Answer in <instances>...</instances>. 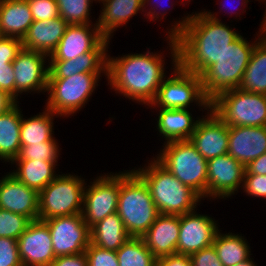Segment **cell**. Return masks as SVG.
I'll use <instances>...</instances> for the list:
<instances>
[{
    "label": "cell",
    "instance_id": "6da1fadb",
    "mask_svg": "<svg viewBox=\"0 0 266 266\" xmlns=\"http://www.w3.org/2000/svg\"><path fill=\"white\" fill-rule=\"evenodd\" d=\"M184 14L167 26L165 36L177 41L178 64L201 76L242 33L223 23L214 11L202 9Z\"/></svg>",
    "mask_w": 266,
    "mask_h": 266
},
{
    "label": "cell",
    "instance_id": "7a4b0ae2",
    "mask_svg": "<svg viewBox=\"0 0 266 266\" xmlns=\"http://www.w3.org/2000/svg\"><path fill=\"white\" fill-rule=\"evenodd\" d=\"M147 51L128 53L120 57L107 53V80L110 88L129 101L149 106L157 95L163 79L167 76L166 55ZM165 57V58H164Z\"/></svg>",
    "mask_w": 266,
    "mask_h": 266
},
{
    "label": "cell",
    "instance_id": "3957f363",
    "mask_svg": "<svg viewBox=\"0 0 266 266\" xmlns=\"http://www.w3.org/2000/svg\"><path fill=\"white\" fill-rule=\"evenodd\" d=\"M165 39L164 41L168 43L167 51L170 50L167 57L171 59L172 67L169 70L171 74L163 79L155 99L146 108L193 109L192 106L196 105L202 114L203 112L206 114L211 109V101L204 94L201 77L186 71L178 64L176 39L166 36Z\"/></svg>",
    "mask_w": 266,
    "mask_h": 266
},
{
    "label": "cell",
    "instance_id": "277c9868",
    "mask_svg": "<svg viewBox=\"0 0 266 266\" xmlns=\"http://www.w3.org/2000/svg\"><path fill=\"white\" fill-rule=\"evenodd\" d=\"M146 162L132 169L148 186L159 214L183 215L198 208L203 199L194 190L180 182L154 156Z\"/></svg>",
    "mask_w": 266,
    "mask_h": 266
},
{
    "label": "cell",
    "instance_id": "5b68a950",
    "mask_svg": "<svg viewBox=\"0 0 266 266\" xmlns=\"http://www.w3.org/2000/svg\"><path fill=\"white\" fill-rule=\"evenodd\" d=\"M258 30L254 41L240 35L228 45L217 62L200 76L204 94L210 101L224 91L240 87L253 48L262 38L260 29Z\"/></svg>",
    "mask_w": 266,
    "mask_h": 266
},
{
    "label": "cell",
    "instance_id": "8992f818",
    "mask_svg": "<svg viewBox=\"0 0 266 266\" xmlns=\"http://www.w3.org/2000/svg\"><path fill=\"white\" fill-rule=\"evenodd\" d=\"M117 213L131 237H142L159 212L144 180L133 170H120Z\"/></svg>",
    "mask_w": 266,
    "mask_h": 266
},
{
    "label": "cell",
    "instance_id": "52a82bcc",
    "mask_svg": "<svg viewBox=\"0 0 266 266\" xmlns=\"http://www.w3.org/2000/svg\"><path fill=\"white\" fill-rule=\"evenodd\" d=\"M159 151L154 158L203 201L207 199V160L190 140L165 143Z\"/></svg>",
    "mask_w": 266,
    "mask_h": 266
},
{
    "label": "cell",
    "instance_id": "ba28073f",
    "mask_svg": "<svg viewBox=\"0 0 266 266\" xmlns=\"http://www.w3.org/2000/svg\"><path fill=\"white\" fill-rule=\"evenodd\" d=\"M102 76L107 77V73H79L65 79H48L45 108L60 118L74 116L92 99Z\"/></svg>",
    "mask_w": 266,
    "mask_h": 266
},
{
    "label": "cell",
    "instance_id": "9c48e42d",
    "mask_svg": "<svg viewBox=\"0 0 266 266\" xmlns=\"http://www.w3.org/2000/svg\"><path fill=\"white\" fill-rule=\"evenodd\" d=\"M86 180L62 173L39 192V220L81 214Z\"/></svg>",
    "mask_w": 266,
    "mask_h": 266
},
{
    "label": "cell",
    "instance_id": "30bf717a",
    "mask_svg": "<svg viewBox=\"0 0 266 266\" xmlns=\"http://www.w3.org/2000/svg\"><path fill=\"white\" fill-rule=\"evenodd\" d=\"M211 110L228 126H266V95L224 91L211 101Z\"/></svg>",
    "mask_w": 266,
    "mask_h": 266
},
{
    "label": "cell",
    "instance_id": "8fae6325",
    "mask_svg": "<svg viewBox=\"0 0 266 266\" xmlns=\"http://www.w3.org/2000/svg\"><path fill=\"white\" fill-rule=\"evenodd\" d=\"M90 184V185H89ZM84 188L82 217L91 229L109 214L117 212L120 171L100 174Z\"/></svg>",
    "mask_w": 266,
    "mask_h": 266
},
{
    "label": "cell",
    "instance_id": "7c38bea8",
    "mask_svg": "<svg viewBox=\"0 0 266 266\" xmlns=\"http://www.w3.org/2000/svg\"><path fill=\"white\" fill-rule=\"evenodd\" d=\"M15 75V100L20 102L21 95L28 93L45 95L49 74V56L39 51L24 48L12 62Z\"/></svg>",
    "mask_w": 266,
    "mask_h": 266
},
{
    "label": "cell",
    "instance_id": "4fadbf2b",
    "mask_svg": "<svg viewBox=\"0 0 266 266\" xmlns=\"http://www.w3.org/2000/svg\"><path fill=\"white\" fill-rule=\"evenodd\" d=\"M50 231L55 257L80 254L90 244V228L82 214L43 220Z\"/></svg>",
    "mask_w": 266,
    "mask_h": 266
},
{
    "label": "cell",
    "instance_id": "5bb4252c",
    "mask_svg": "<svg viewBox=\"0 0 266 266\" xmlns=\"http://www.w3.org/2000/svg\"><path fill=\"white\" fill-rule=\"evenodd\" d=\"M207 174V200L231 199L242 190L245 166L227 153L207 161Z\"/></svg>",
    "mask_w": 266,
    "mask_h": 266
},
{
    "label": "cell",
    "instance_id": "9a60e30c",
    "mask_svg": "<svg viewBox=\"0 0 266 266\" xmlns=\"http://www.w3.org/2000/svg\"><path fill=\"white\" fill-rule=\"evenodd\" d=\"M193 211L180 215V229L176 253L191 255L213 245L220 223L214 217ZM213 217V218H212Z\"/></svg>",
    "mask_w": 266,
    "mask_h": 266
},
{
    "label": "cell",
    "instance_id": "2e32d148",
    "mask_svg": "<svg viewBox=\"0 0 266 266\" xmlns=\"http://www.w3.org/2000/svg\"><path fill=\"white\" fill-rule=\"evenodd\" d=\"M189 140L208 161L227 154L229 126L210 109L206 115H202Z\"/></svg>",
    "mask_w": 266,
    "mask_h": 266
},
{
    "label": "cell",
    "instance_id": "e0dca14e",
    "mask_svg": "<svg viewBox=\"0 0 266 266\" xmlns=\"http://www.w3.org/2000/svg\"><path fill=\"white\" fill-rule=\"evenodd\" d=\"M17 242L23 266H50L56 258L51 234L44 221H32Z\"/></svg>",
    "mask_w": 266,
    "mask_h": 266
},
{
    "label": "cell",
    "instance_id": "ac0fdd59",
    "mask_svg": "<svg viewBox=\"0 0 266 266\" xmlns=\"http://www.w3.org/2000/svg\"><path fill=\"white\" fill-rule=\"evenodd\" d=\"M0 177V208L39 220V193L20 182L10 172Z\"/></svg>",
    "mask_w": 266,
    "mask_h": 266
},
{
    "label": "cell",
    "instance_id": "d6986e66",
    "mask_svg": "<svg viewBox=\"0 0 266 266\" xmlns=\"http://www.w3.org/2000/svg\"><path fill=\"white\" fill-rule=\"evenodd\" d=\"M105 37L93 24H71L66 27L56 49L49 56V61L74 59L93 50Z\"/></svg>",
    "mask_w": 266,
    "mask_h": 266
},
{
    "label": "cell",
    "instance_id": "ffe728a7",
    "mask_svg": "<svg viewBox=\"0 0 266 266\" xmlns=\"http://www.w3.org/2000/svg\"><path fill=\"white\" fill-rule=\"evenodd\" d=\"M110 40L104 38L93 50L74 59L49 61L48 79H65L79 73H107Z\"/></svg>",
    "mask_w": 266,
    "mask_h": 266
},
{
    "label": "cell",
    "instance_id": "44dd1931",
    "mask_svg": "<svg viewBox=\"0 0 266 266\" xmlns=\"http://www.w3.org/2000/svg\"><path fill=\"white\" fill-rule=\"evenodd\" d=\"M266 152V126H229L228 154L243 166Z\"/></svg>",
    "mask_w": 266,
    "mask_h": 266
},
{
    "label": "cell",
    "instance_id": "7402d4cb",
    "mask_svg": "<svg viewBox=\"0 0 266 266\" xmlns=\"http://www.w3.org/2000/svg\"><path fill=\"white\" fill-rule=\"evenodd\" d=\"M179 229L180 215L159 214L141 238L158 259L176 253Z\"/></svg>",
    "mask_w": 266,
    "mask_h": 266
},
{
    "label": "cell",
    "instance_id": "603a6c76",
    "mask_svg": "<svg viewBox=\"0 0 266 266\" xmlns=\"http://www.w3.org/2000/svg\"><path fill=\"white\" fill-rule=\"evenodd\" d=\"M155 109L156 112V128L159 137L162 136L165 141L162 144L172 141L189 140L191 135L196 129V126L202 116L196 118L192 109H163V108H150Z\"/></svg>",
    "mask_w": 266,
    "mask_h": 266
},
{
    "label": "cell",
    "instance_id": "cb8c5ba5",
    "mask_svg": "<svg viewBox=\"0 0 266 266\" xmlns=\"http://www.w3.org/2000/svg\"><path fill=\"white\" fill-rule=\"evenodd\" d=\"M97 25L102 35L112 42L118 28L127 26L131 18L143 15V0H106L101 4Z\"/></svg>",
    "mask_w": 266,
    "mask_h": 266
},
{
    "label": "cell",
    "instance_id": "d4e9b609",
    "mask_svg": "<svg viewBox=\"0 0 266 266\" xmlns=\"http://www.w3.org/2000/svg\"><path fill=\"white\" fill-rule=\"evenodd\" d=\"M68 25L60 16L48 21H33L21 40L22 46L26 50L39 51L50 56Z\"/></svg>",
    "mask_w": 266,
    "mask_h": 266
},
{
    "label": "cell",
    "instance_id": "484cf974",
    "mask_svg": "<svg viewBox=\"0 0 266 266\" xmlns=\"http://www.w3.org/2000/svg\"><path fill=\"white\" fill-rule=\"evenodd\" d=\"M33 17L27 0H0V34L22 40Z\"/></svg>",
    "mask_w": 266,
    "mask_h": 266
},
{
    "label": "cell",
    "instance_id": "4316f807",
    "mask_svg": "<svg viewBox=\"0 0 266 266\" xmlns=\"http://www.w3.org/2000/svg\"><path fill=\"white\" fill-rule=\"evenodd\" d=\"M57 163L41 160H13L10 167L15 166L10 173L39 193L59 175L60 172L56 173L59 166Z\"/></svg>",
    "mask_w": 266,
    "mask_h": 266
},
{
    "label": "cell",
    "instance_id": "83f0119b",
    "mask_svg": "<svg viewBox=\"0 0 266 266\" xmlns=\"http://www.w3.org/2000/svg\"><path fill=\"white\" fill-rule=\"evenodd\" d=\"M17 102L7 112L0 115V160L5 165L17 158L21 149L22 108Z\"/></svg>",
    "mask_w": 266,
    "mask_h": 266
},
{
    "label": "cell",
    "instance_id": "f1b7e54d",
    "mask_svg": "<svg viewBox=\"0 0 266 266\" xmlns=\"http://www.w3.org/2000/svg\"><path fill=\"white\" fill-rule=\"evenodd\" d=\"M130 237L117 212L109 214L90 229V242L112 251H117Z\"/></svg>",
    "mask_w": 266,
    "mask_h": 266
},
{
    "label": "cell",
    "instance_id": "f546056e",
    "mask_svg": "<svg viewBox=\"0 0 266 266\" xmlns=\"http://www.w3.org/2000/svg\"><path fill=\"white\" fill-rule=\"evenodd\" d=\"M43 112L29 118L22 114V121L20 127V142L21 146H27L36 143H43L45 141H58L54 133V120L59 118L52 110L44 107Z\"/></svg>",
    "mask_w": 266,
    "mask_h": 266
},
{
    "label": "cell",
    "instance_id": "4dcf8cb0",
    "mask_svg": "<svg viewBox=\"0 0 266 266\" xmlns=\"http://www.w3.org/2000/svg\"><path fill=\"white\" fill-rule=\"evenodd\" d=\"M243 234L219 229L215 235L213 246L223 266H234L251 257V246Z\"/></svg>",
    "mask_w": 266,
    "mask_h": 266
},
{
    "label": "cell",
    "instance_id": "1f68e13d",
    "mask_svg": "<svg viewBox=\"0 0 266 266\" xmlns=\"http://www.w3.org/2000/svg\"><path fill=\"white\" fill-rule=\"evenodd\" d=\"M239 88L266 95V41L263 38L253 48Z\"/></svg>",
    "mask_w": 266,
    "mask_h": 266
},
{
    "label": "cell",
    "instance_id": "d6a6232c",
    "mask_svg": "<svg viewBox=\"0 0 266 266\" xmlns=\"http://www.w3.org/2000/svg\"><path fill=\"white\" fill-rule=\"evenodd\" d=\"M116 253L119 266H155L156 263L141 237H130Z\"/></svg>",
    "mask_w": 266,
    "mask_h": 266
},
{
    "label": "cell",
    "instance_id": "836d02e7",
    "mask_svg": "<svg viewBox=\"0 0 266 266\" xmlns=\"http://www.w3.org/2000/svg\"><path fill=\"white\" fill-rule=\"evenodd\" d=\"M59 16L71 24H93L91 9L93 0H56Z\"/></svg>",
    "mask_w": 266,
    "mask_h": 266
},
{
    "label": "cell",
    "instance_id": "e575fe53",
    "mask_svg": "<svg viewBox=\"0 0 266 266\" xmlns=\"http://www.w3.org/2000/svg\"><path fill=\"white\" fill-rule=\"evenodd\" d=\"M58 141H45L27 146H21L19 155L14 160H41L58 162L61 149Z\"/></svg>",
    "mask_w": 266,
    "mask_h": 266
},
{
    "label": "cell",
    "instance_id": "d590c367",
    "mask_svg": "<svg viewBox=\"0 0 266 266\" xmlns=\"http://www.w3.org/2000/svg\"><path fill=\"white\" fill-rule=\"evenodd\" d=\"M31 222L26 216L0 208V237L17 240Z\"/></svg>",
    "mask_w": 266,
    "mask_h": 266
},
{
    "label": "cell",
    "instance_id": "8d00e7d4",
    "mask_svg": "<svg viewBox=\"0 0 266 266\" xmlns=\"http://www.w3.org/2000/svg\"><path fill=\"white\" fill-rule=\"evenodd\" d=\"M85 253L87 266H119L116 251L100 248L90 242Z\"/></svg>",
    "mask_w": 266,
    "mask_h": 266
},
{
    "label": "cell",
    "instance_id": "74e56055",
    "mask_svg": "<svg viewBox=\"0 0 266 266\" xmlns=\"http://www.w3.org/2000/svg\"><path fill=\"white\" fill-rule=\"evenodd\" d=\"M33 21H48L59 17L56 0H27Z\"/></svg>",
    "mask_w": 266,
    "mask_h": 266
},
{
    "label": "cell",
    "instance_id": "f35d334b",
    "mask_svg": "<svg viewBox=\"0 0 266 266\" xmlns=\"http://www.w3.org/2000/svg\"><path fill=\"white\" fill-rule=\"evenodd\" d=\"M0 266H23L16 239L0 237Z\"/></svg>",
    "mask_w": 266,
    "mask_h": 266
},
{
    "label": "cell",
    "instance_id": "ab89813d",
    "mask_svg": "<svg viewBox=\"0 0 266 266\" xmlns=\"http://www.w3.org/2000/svg\"><path fill=\"white\" fill-rule=\"evenodd\" d=\"M242 193L252 198L266 199V175L244 174Z\"/></svg>",
    "mask_w": 266,
    "mask_h": 266
},
{
    "label": "cell",
    "instance_id": "60d3db41",
    "mask_svg": "<svg viewBox=\"0 0 266 266\" xmlns=\"http://www.w3.org/2000/svg\"><path fill=\"white\" fill-rule=\"evenodd\" d=\"M22 48L21 39L0 36V64H12Z\"/></svg>",
    "mask_w": 266,
    "mask_h": 266
},
{
    "label": "cell",
    "instance_id": "b9f144b4",
    "mask_svg": "<svg viewBox=\"0 0 266 266\" xmlns=\"http://www.w3.org/2000/svg\"><path fill=\"white\" fill-rule=\"evenodd\" d=\"M192 266H223L213 245L190 255Z\"/></svg>",
    "mask_w": 266,
    "mask_h": 266
},
{
    "label": "cell",
    "instance_id": "7bdbcfd3",
    "mask_svg": "<svg viewBox=\"0 0 266 266\" xmlns=\"http://www.w3.org/2000/svg\"><path fill=\"white\" fill-rule=\"evenodd\" d=\"M161 1L162 0H160V2ZM167 1H169V0H167ZM160 2H159V0H143V15L145 17L143 19H145V20L148 19L147 21H149V22L151 20H152V22H154V21L156 22V21H160V20L162 21L163 19H166L167 18L166 17L167 12H168V10L170 11V9L168 7L166 9V8H164V6H163V8L161 7V9H160V6H162V3H160ZM167 4H168V2H167ZM158 8H159V10H158Z\"/></svg>",
    "mask_w": 266,
    "mask_h": 266
},
{
    "label": "cell",
    "instance_id": "ee69618b",
    "mask_svg": "<svg viewBox=\"0 0 266 266\" xmlns=\"http://www.w3.org/2000/svg\"><path fill=\"white\" fill-rule=\"evenodd\" d=\"M0 90L15 99V75L12 64H0Z\"/></svg>",
    "mask_w": 266,
    "mask_h": 266
},
{
    "label": "cell",
    "instance_id": "f6af8a7d",
    "mask_svg": "<svg viewBox=\"0 0 266 266\" xmlns=\"http://www.w3.org/2000/svg\"><path fill=\"white\" fill-rule=\"evenodd\" d=\"M50 266H87L86 253L57 256Z\"/></svg>",
    "mask_w": 266,
    "mask_h": 266
},
{
    "label": "cell",
    "instance_id": "bcb514c9",
    "mask_svg": "<svg viewBox=\"0 0 266 266\" xmlns=\"http://www.w3.org/2000/svg\"><path fill=\"white\" fill-rule=\"evenodd\" d=\"M155 266H192L190 255L171 254L156 259Z\"/></svg>",
    "mask_w": 266,
    "mask_h": 266
},
{
    "label": "cell",
    "instance_id": "7dc6e473",
    "mask_svg": "<svg viewBox=\"0 0 266 266\" xmlns=\"http://www.w3.org/2000/svg\"><path fill=\"white\" fill-rule=\"evenodd\" d=\"M245 174L266 175V152L245 167Z\"/></svg>",
    "mask_w": 266,
    "mask_h": 266
},
{
    "label": "cell",
    "instance_id": "c3c4849f",
    "mask_svg": "<svg viewBox=\"0 0 266 266\" xmlns=\"http://www.w3.org/2000/svg\"><path fill=\"white\" fill-rule=\"evenodd\" d=\"M226 1V0H225ZM234 1V0H233ZM237 1V0H236ZM240 1V2H239ZM218 4L217 5H219L220 4V6H219V9H220V11L218 12V13H222L223 11H224V13L225 14H227V15H229L230 14V16L229 17H232V14H235V17L236 18H234V19H236V20H241L240 18H242V16H240L241 15V13H242V15H243V13H246V9L248 8L247 6H248V2H251L250 0H238V3H241V7L239 6V7H236L237 9H236V11L234 10V12L233 11H231L230 12V10H227V9H230V7H226V5H225V3L224 4H222V2L220 3V0H218ZM231 2V1H230ZM229 3V2H228ZM233 3V2H232ZM231 3V4H232ZM230 4V3H229ZM230 4V5H231ZM228 5V4H227ZM222 8V9H221ZM223 8H227V9H223ZM223 10V11H222ZM225 10L227 11V12H225ZM233 10V9H232ZM239 10V11H238ZM241 10V11H240ZM243 10V11H242ZM229 11V12H228ZM237 16L238 17H240V18H237Z\"/></svg>",
    "mask_w": 266,
    "mask_h": 266
},
{
    "label": "cell",
    "instance_id": "681fc988",
    "mask_svg": "<svg viewBox=\"0 0 266 266\" xmlns=\"http://www.w3.org/2000/svg\"><path fill=\"white\" fill-rule=\"evenodd\" d=\"M17 101L7 92L0 90V115L12 108Z\"/></svg>",
    "mask_w": 266,
    "mask_h": 266
},
{
    "label": "cell",
    "instance_id": "f907efd6",
    "mask_svg": "<svg viewBox=\"0 0 266 266\" xmlns=\"http://www.w3.org/2000/svg\"><path fill=\"white\" fill-rule=\"evenodd\" d=\"M262 21L260 22V32L262 35V38L266 41V11L264 10Z\"/></svg>",
    "mask_w": 266,
    "mask_h": 266
},
{
    "label": "cell",
    "instance_id": "816d5d0a",
    "mask_svg": "<svg viewBox=\"0 0 266 266\" xmlns=\"http://www.w3.org/2000/svg\"><path fill=\"white\" fill-rule=\"evenodd\" d=\"M253 260H254V258L250 257L247 260H245L244 262L238 263L234 266H257Z\"/></svg>",
    "mask_w": 266,
    "mask_h": 266
},
{
    "label": "cell",
    "instance_id": "f5cc1de1",
    "mask_svg": "<svg viewBox=\"0 0 266 266\" xmlns=\"http://www.w3.org/2000/svg\"><path fill=\"white\" fill-rule=\"evenodd\" d=\"M94 1V3H99V4H101V3H103L104 1H106V0H93Z\"/></svg>",
    "mask_w": 266,
    "mask_h": 266
},
{
    "label": "cell",
    "instance_id": "db71d44e",
    "mask_svg": "<svg viewBox=\"0 0 266 266\" xmlns=\"http://www.w3.org/2000/svg\"><path fill=\"white\" fill-rule=\"evenodd\" d=\"M255 1H260L259 3L264 2V5L266 6V0H255ZM265 11H266V9H265Z\"/></svg>",
    "mask_w": 266,
    "mask_h": 266
}]
</instances>
